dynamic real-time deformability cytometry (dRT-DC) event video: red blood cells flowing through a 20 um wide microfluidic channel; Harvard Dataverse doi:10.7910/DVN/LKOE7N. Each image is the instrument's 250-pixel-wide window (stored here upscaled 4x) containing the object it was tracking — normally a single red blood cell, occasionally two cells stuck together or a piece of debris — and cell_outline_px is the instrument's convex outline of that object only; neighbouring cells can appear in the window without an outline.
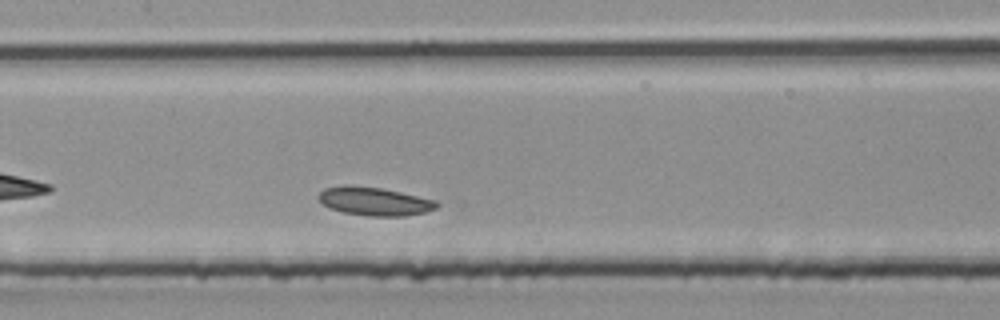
{"species": "common noctule bat (a hibernating species)", "species_latin": "Nyctalus noctula", "temperature_condition": "room temperature", "stored_images_in_passage": 27, "camera_frame_rate_fps": 3000, "um_per_image_px": 0.085, "animal": {"sex": "male", "body_mass_g": 20.4}, "frame": {"image": 1, "passage_image": 8, "time_ms": 2.333, "image_size_px": [1000, 320], "cell_outline_px": [[440, 204], [436, 208], [428, 212], [404, 216], [368, 216], [344, 212], [320, 204], [316, 196], [324, 188], [380, 188], [400, 192], [436, 200]], "centroid_in_image_um": [31.9, 17.16], "position_along_channel_um": 175.5, "area_um2": 18.9}}